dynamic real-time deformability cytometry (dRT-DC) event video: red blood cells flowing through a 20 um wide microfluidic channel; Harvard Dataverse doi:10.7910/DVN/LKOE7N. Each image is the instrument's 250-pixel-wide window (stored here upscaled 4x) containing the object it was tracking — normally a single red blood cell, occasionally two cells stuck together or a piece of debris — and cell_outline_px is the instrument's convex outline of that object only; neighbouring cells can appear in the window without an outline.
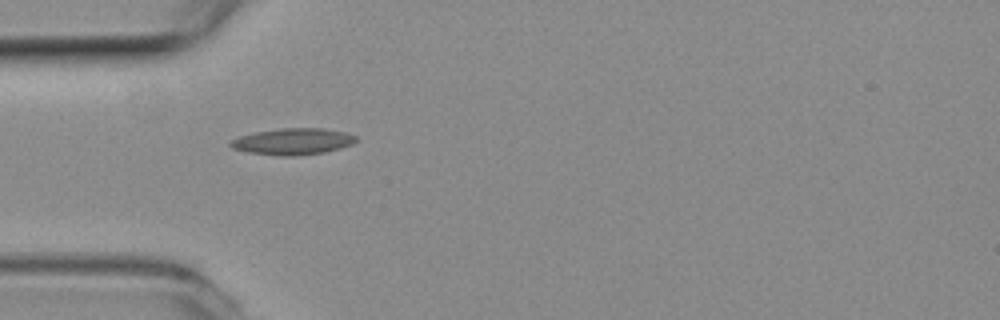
{"species": "common noctule bat (a hibernating species)", "species_latin": "Nyctalus noctula", "temperature_condition": "room temperature", "stored_images_in_passage": 33, "camera_frame_rate_fps": 3000, "um_per_image_px": 0.085, "animal": {"sex": "female", "body_mass_g": 19.3, "forearm_length_mm": 54.1}, "frame": {"image": 1, "passage_image": 1, "time_ms": 0.0, "image_size_px": [1000, 320], "cell_outline_px": [[356, 140], [352, 144], [340, 148], [324, 152], [296, 156], [280, 156], [248, 152], [232, 148], [228, 144], [232, 140], [240, 136], [256, 132], [280, 128], [324, 128], [344, 132], [356, 136]], "centroid_in_image_um": [24.89, 12.03], "position_along_channel_um": 60.1, "area_um2": 19.25}}
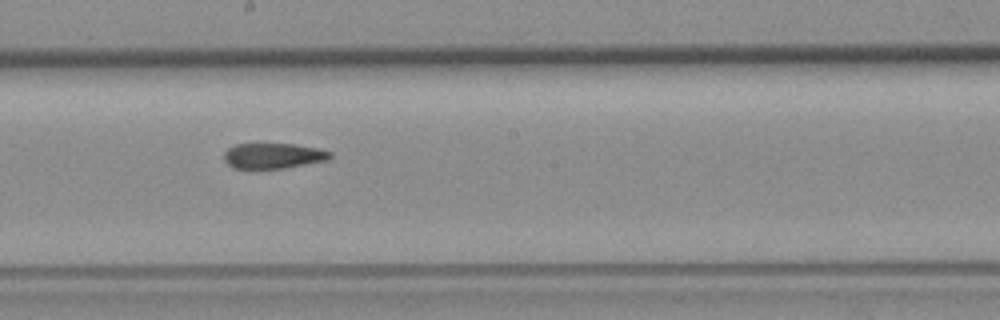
{"frame": {"image": 2, "passage_image": 14, "time_ms": 4.333, "image_size_px": [1000, 320], "cell_outline_px": [[332, 156], [328, 160], [284, 168], [236, 168], [228, 164], [224, 160], [224, 152], [228, 148], [236, 144], [292, 144], [316, 148], [332, 152]], "centroid_in_image_um": [23.23, 13.24], "position_along_channel_um": 225.0, "area_um2": 15.55}}
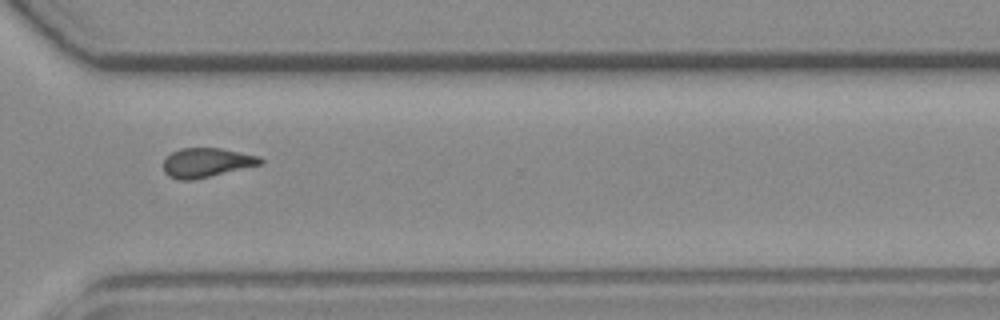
{"frame": {"image": 3, "passage_image": 24, "time_ms": 7.667, "image_size_px": [1000, 320], "cell_outline_px": [[264, 164], [192, 180], [180, 180], [168, 176], [164, 172], [164, 160], [172, 152], [180, 148], [220, 148], [260, 156], [264, 160]], "centroid_in_image_um": [17.58, 13.82], "position_along_channel_um": 353.0, "area_um2": 16.59}, "authors_computed_cell_mechanics": {"area_um2": 16.7042, "velocity_mm_per_s": 3.8452, "shape_relaxation_time_tau1_ms": null, "shape_relaxation_time_tau2_ms": 7.1668, "deformation_change_tau1": null, "deformation_change_tau2": 0.1163}}